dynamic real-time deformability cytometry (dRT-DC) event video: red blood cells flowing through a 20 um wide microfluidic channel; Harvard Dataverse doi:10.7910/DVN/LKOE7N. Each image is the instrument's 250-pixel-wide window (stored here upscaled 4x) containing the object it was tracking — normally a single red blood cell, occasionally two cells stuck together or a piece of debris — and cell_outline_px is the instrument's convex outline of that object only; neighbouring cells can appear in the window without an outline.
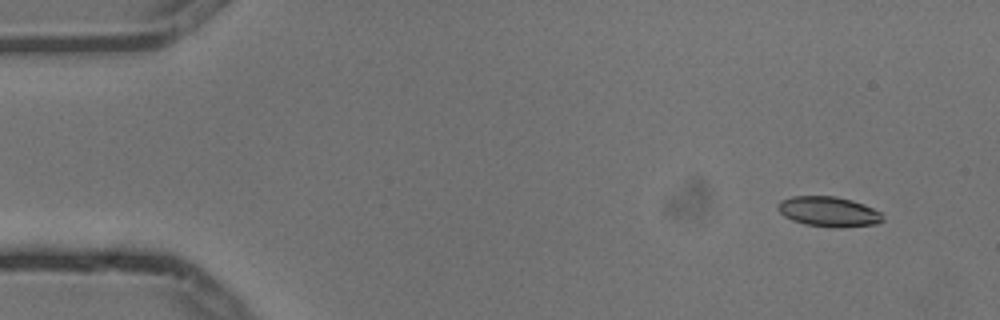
{"species": "common noctule bat (a hibernating species)", "species_latin": "Nyctalus noctula", "temperature_condition": "cold", "stored_images_in_passage": 7, "camera_frame_rate_fps": 3000, "um_per_image_px": 0.085, "animal": {"sex": "male", "body_mass_g": 13.3}, "frame": {"image": 1, "passage_image": 2, "time_ms": 0.333, "image_size_px": [1000, 320], "cell_outline_px": [[884, 220], [876, 224], [840, 228], [836, 228], [804, 224], [792, 220], [784, 216], [776, 208], [776, 204], [780, 200], [792, 196], [836, 196], [852, 200], [864, 204], [880, 212]], "centroid_in_image_um": [70.41, 17.99], "position_along_channel_um": 14.6, "area_um2": 18.55}}
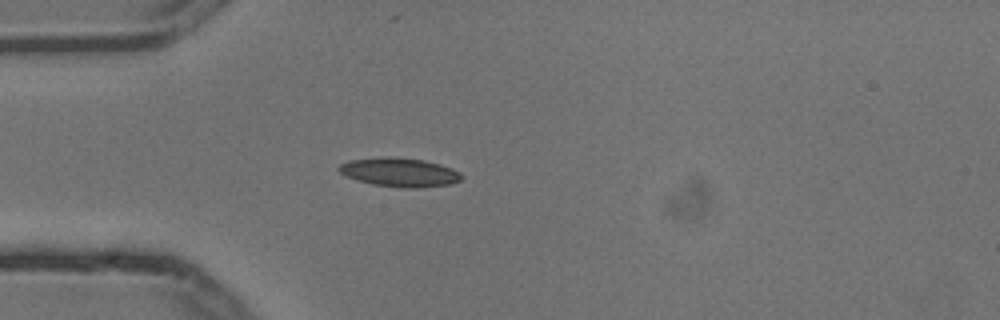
{"frame": {"image": 2, "passage_image": 5, "time_ms": 1.333, "image_size_px": [1000, 320], "cell_outline_px": [[464, 176], [460, 180], [448, 184], [416, 188], [400, 188], [372, 184], [356, 180], [340, 172], [336, 168], [340, 164], [348, 160], [384, 156], [424, 160], [440, 164], [452, 168], [460, 172]], "centroid_in_image_um": [33.94, 14.64], "position_along_channel_um": 51.1, "area_um2": 20.69}}
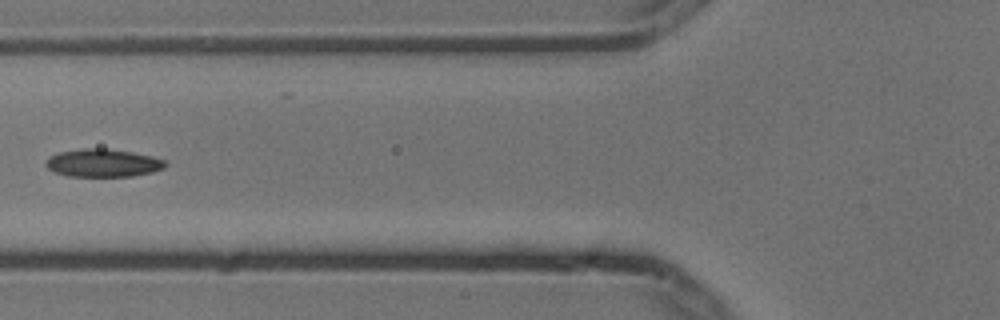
{"frame": {"image": 3, "passage_image": 7, "time_ms": 2.0, "image_size_px": [1000, 320], "cell_outline_px": [[168, 164], [164, 168], [152, 172], [132, 176], [68, 176], [56, 172], [48, 168], [44, 164], [48, 156], [60, 152], [80, 148], [104, 148], [132, 152], [152, 156], [164, 160]], "centroid_in_image_um": [8.74, 13.84], "position_along_channel_um": 117.1, "area_um2": 19.48}}